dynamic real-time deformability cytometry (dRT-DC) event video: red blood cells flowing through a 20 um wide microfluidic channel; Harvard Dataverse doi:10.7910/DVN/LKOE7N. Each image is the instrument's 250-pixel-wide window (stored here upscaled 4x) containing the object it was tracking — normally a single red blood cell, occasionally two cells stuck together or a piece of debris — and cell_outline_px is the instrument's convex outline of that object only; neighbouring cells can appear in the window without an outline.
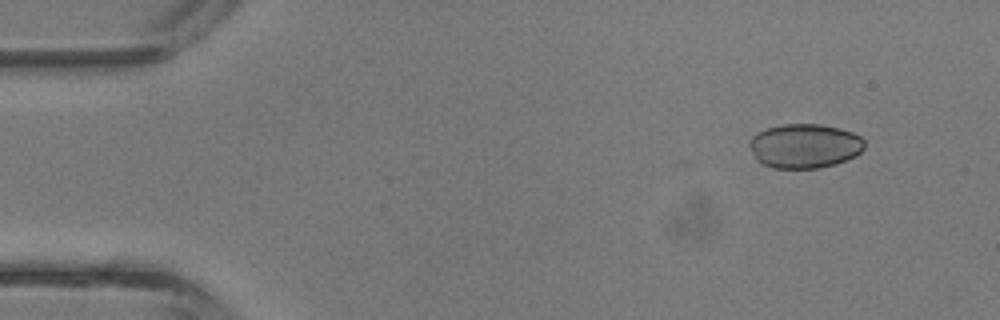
{"species": "common noctule bat (a hibernating species)", "species_latin": "Nyctalus noctula", "temperature_condition": "room temperature", "stored_images_in_passage": 3, "camera_frame_rate_fps": 3000, "um_per_image_px": 0.085, "animal": {"sex": "male", "body_mass_g": 13.3}, "frame": {"image": 1, "passage_image": 3, "time_ms": 0.667, "image_size_px": [1000, 320], "cell_outline_px": [[864, 148], [856, 156], [836, 164], [820, 168], [772, 168], [760, 164], [756, 160], [748, 144], [748, 140], [756, 132], [780, 124], [820, 124], [852, 132], [860, 136], [864, 140]], "centroid_in_image_um": [68.35, 12.41], "position_along_channel_um": 16.6, "area_um2": 30.0}}